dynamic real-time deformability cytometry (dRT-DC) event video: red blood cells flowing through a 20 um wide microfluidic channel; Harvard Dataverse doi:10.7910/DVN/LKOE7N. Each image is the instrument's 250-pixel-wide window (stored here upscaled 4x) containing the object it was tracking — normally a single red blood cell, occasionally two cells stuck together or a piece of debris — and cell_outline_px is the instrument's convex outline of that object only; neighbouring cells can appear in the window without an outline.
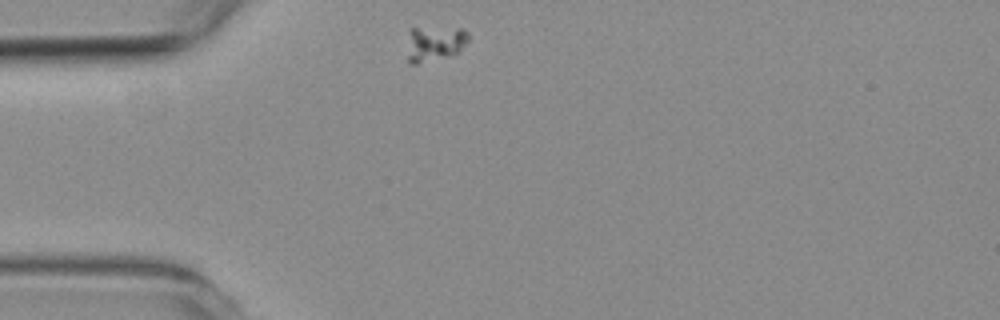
{"species": "common noctule bat (a hibernating species)", "species_latin": "Nyctalus noctula", "temperature_condition": "room temperature", "stored_images_in_passage": 2, "camera_frame_rate_fps": 3000, "um_per_image_px": 0.085, "animal": {"sex": "female", "body_mass_g": 19.3, "forearm_length_mm": 54.1}, "frame": {"image": 1, "passage_image": 1, "time_ms": 0.0, "image_size_px": [1000, 320], "cell_outline_px": [[468, 40], [456, 52], [448, 56], [416, 64], [408, 64], [408, 32], [412, 28], [464, 28], [468, 32]], "centroid_in_image_um": [36.91, 3.68], "position_along_channel_um": 48.1, "area_um2": 12.43}}